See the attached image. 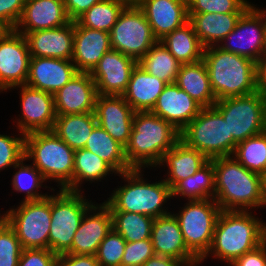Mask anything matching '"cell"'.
Returning <instances> with one entry per match:
<instances>
[{"label": "cell", "instance_id": "obj_48", "mask_svg": "<svg viewBox=\"0 0 266 266\" xmlns=\"http://www.w3.org/2000/svg\"><path fill=\"white\" fill-rule=\"evenodd\" d=\"M230 266H266V238L259 247L240 256Z\"/></svg>", "mask_w": 266, "mask_h": 266}, {"label": "cell", "instance_id": "obj_1", "mask_svg": "<svg viewBox=\"0 0 266 266\" xmlns=\"http://www.w3.org/2000/svg\"><path fill=\"white\" fill-rule=\"evenodd\" d=\"M249 211L221 210L214 229L212 245L200 260L210 257L226 262L228 266L237 258L248 253L266 238V223Z\"/></svg>", "mask_w": 266, "mask_h": 266}, {"label": "cell", "instance_id": "obj_27", "mask_svg": "<svg viewBox=\"0 0 266 266\" xmlns=\"http://www.w3.org/2000/svg\"><path fill=\"white\" fill-rule=\"evenodd\" d=\"M208 161L204 154L179 140L163 155L157 168L165 165L169 168L167 177L165 176L163 180L172 189L182 179L194 175Z\"/></svg>", "mask_w": 266, "mask_h": 266}, {"label": "cell", "instance_id": "obj_2", "mask_svg": "<svg viewBox=\"0 0 266 266\" xmlns=\"http://www.w3.org/2000/svg\"><path fill=\"white\" fill-rule=\"evenodd\" d=\"M179 140L180 132L171 123L151 111L135 112L125 159L132 169L157 167Z\"/></svg>", "mask_w": 266, "mask_h": 266}, {"label": "cell", "instance_id": "obj_28", "mask_svg": "<svg viewBox=\"0 0 266 266\" xmlns=\"http://www.w3.org/2000/svg\"><path fill=\"white\" fill-rule=\"evenodd\" d=\"M166 85L165 81L152 76L136 65L122 96L135 112L152 111Z\"/></svg>", "mask_w": 266, "mask_h": 266}, {"label": "cell", "instance_id": "obj_30", "mask_svg": "<svg viewBox=\"0 0 266 266\" xmlns=\"http://www.w3.org/2000/svg\"><path fill=\"white\" fill-rule=\"evenodd\" d=\"M175 83L203 108L213 107L217 101L203 59L194 63L181 64Z\"/></svg>", "mask_w": 266, "mask_h": 266}, {"label": "cell", "instance_id": "obj_29", "mask_svg": "<svg viewBox=\"0 0 266 266\" xmlns=\"http://www.w3.org/2000/svg\"><path fill=\"white\" fill-rule=\"evenodd\" d=\"M243 13H188L189 22L204 48L220 45Z\"/></svg>", "mask_w": 266, "mask_h": 266}, {"label": "cell", "instance_id": "obj_25", "mask_svg": "<svg viewBox=\"0 0 266 266\" xmlns=\"http://www.w3.org/2000/svg\"><path fill=\"white\" fill-rule=\"evenodd\" d=\"M138 7L158 41L189 21L187 0H142Z\"/></svg>", "mask_w": 266, "mask_h": 266}, {"label": "cell", "instance_id": "obj_22", "mask_svg": "<svg viewBox=\"0 0 266 266\" xmlns=\"http://www.w3.org/2000/svg\"><path fill=\"white\" fill-rule=\"evenodd\" d=\"M202 108L176 83H171L164 87L151 112L171 123L181 132L199 114Z\"/></svg>", "mask_w": 266, "mask_h": 266}, {"label": "cell", "instance_id": "obj_44", "mask_svg": "<svg viewBox=\"0 0 266 266\" xmlns=\"http://www.w3.org/2000/svg\"><path fill=\"white\" fill-rule=\"evenodd\" d=\"M18 135L20 136L0 134V172L14 167L25 157V135Z\"/></svg>", "mask_w": 266, "mask_h": 266}, {"label": "cell", "instance_id": "obj_23", "mask_svg": "<svg viewBox=\"0 0 266 266\" xmlns=\"http://www.w3.org/2000/svg\"><path fill=\"white\" fill-rule=\"evenodd\" d=\"M70 22L63 0H25L14 30L25 36L29 32L54 29Z\"/></svg>", "mask_w": 266, "mask_h": 266}, {"label": "cell", "instance_id": "obj_49", "mask_svg": "<svg viewBox=\"0 0 266 266\" xmlns=\"http://www.w3.org/2000/svg\"><path fill=\"white\" fill-rule=\"evenodd\" d=\"M55 266H99L96 255L64 253L57 256Z\"/></svg>", "mask_w": 266, "mask_h": 266}, {"label": "cell", "instance_id": "obj_4", "mask_svg": "<svg viewBox=\"0 0 266 266\" xmlns=\"http://www.w3.org/2000/svg\"><path fill=\"white\" fill-rule=\"evenodd\" d=\"M203 60L216 100L257 91L256 62L218 46L204 48Z\"/></svg>", "mask_w": 266, "mask_h": 266}, {"label": "cell", "instance_id": "obj_21", "mask_svg": "<svg viewBox=\"0 0 266 266\" xmlns=\"http://www.w3.org/2000/svg\"><path fill=\"white\" fill-rule=\"evenodd\" d=\"M78 73L72 60L31 57L27 86L51 94L56 93Z\"/></svg>", "mask_w": 266, "mask_h": 266}, {"label": "cell", "instance_id": "obj_33", "mask_svg": "<svg viewBox=\"0 0 266 266\" xmlns=\"http://www.w3.org/2000/svg\"><path fill=\"white\" fill-rule=\"evenodd\" d=\"M113 173L114 175L116 174L106 162L92 152L85 148L75 150L73 182L65 190L84 192V190H81V184L84 181H89V183L101 182V180H106L107 176Z\"/></svg>", "mask_w": 266, "mask_h": 266}, {"label": "cell", "instance_id": "obj_54", "mask_svg": "<svg viewBox=\"0 0 266 266\" xmlns=\"http://www.w3.org/2000/svg\"><path fill=\"white\" fill-rule=\"evenodd\" d=\"M127 6H139L142 0H115Z\"/></svg>", "mask_w": 266, "mask_h": 266}, {"label": "cell", "instance_id": "obj_40", "mask_svg": "<svg viewBox=\"0 0 266 266\" xmlns=\"http://www.w3.org/2000/svg\"><path fill=\"white\" fill-rule=\"evenodd\" d=\"M125 7L115 0H101L76 21L83 27L110 32Z\"/></svg>", "mask_w": 266, "mask_h": 266}, {"label": "cell", "instance_id": "obj_26", "mask_svg": "<svg viewBox=\"0 0 266 266\" xmlns=\"http://www.w3.org/2000/svg\"><path fill=\"white\" fill-rule=\"evenodd\" d=\"M25 38L31 57L72 60L74 21L54 29L29 32Z\"/></svg>", "mask_w": 266, "mask_h": 266}, {"label": "cell", "instance_id": "obj_39", "mask_svg": "<svg viewBox=\"0 0 266 266\" xmlns=\"http://www.w3.org/2000/svg\"><path fill=\"white\" fill-rule=\"evenodd\" d=\"M28 161L23 157L13 168L15 171L12 177V189L13 191L20 193L24 192L25 197L21 201H34L46 198L47 193L42 194L38 192L46 181L41 172L31 163L25 164Z\"/></svg>", "mask_w": 266, "mask_h": 266}, {"label": "cell", "instance_id": "obj_7", "mask_svg": "<svg viewBox=\"0 0 266 266\" xmlns=\"http://www.w3.org/2000/svg\"><path fill=\"white\" fill-rule=\"evenodd\" d=\"M180 140L204 154L209 160L232 156L237 143L222 115L214 107L202 108L180 132Z\"/></svg>", "mask_w": 266, "mask_h": 266}, {"label": "cell", "instance_id": "obj_11", "mask_svg": "<svg viewBox=\"0 0 266 266\" xmlns=\"http://www.w3.org/2000/svg\"><path fill=\"white\" fill-rule=\"evenodd\" d=\"M14 207V208H13ZM4 213L23 249H48L51 222V195L34 201H21Z\"/></svg>", "mask_w": 266, "mask_h": 266}, {"label": "cell", "instance_id": "obj_15", "mask_svg": "<svg viewBox=\"0 0 266 266\" xmlns=\"http://www.w3.org/2000/svg\"><path fill=\"white\" fill-rule=\"evenodd\" d=\"M18 88L21 92L22 110V116L15 119L18 132L27 135L33 132L52 131L56 119L53 94L27 85H18L9 90Z\"/></svg>", "mask_w": 266, "mask_h": 266}, {"label": "cell", "instance_id": "obj_8", "mask_svg": "<svg viewBox=\"0 0 266 266\" xmlns=\"http://www.w3.org/2000/svg\"><path fill=\"white\" fill-rule=\"evenodd\" d=\"M51 194V222L48 249L60 255L67 253L85 212L95 203L87 200L84 192L59 189Z\"/></svg>", "mask_w": 266, "mask_h": 266}, {"label": "cell", "instance_id": "obj_14", "mask_svg": "<svg viewBox=\"0 0 266 266\" xmlns=\"http://www.w3.org/2000/svg\"><path fill=\"white\" fill-rule=\"evenodd\" d=\"M30 58L28 43L23 34L7 29L0 36V93L26 84Z\"/></svg>", "mask_w": 266, "mask_h": 266}, {"label": "cell", "instance_id": "obj_51", "mask_svg": "<svg viewBox=\"0 0 266 266\" xmlns=\"http://www.w3.org/2000/svg\"><path fill=\"white\" fill-rule=\"evenodd\" d=\"M257 91L266 97V52L256 63Z\"/></svg>", "mask_w": 266, "mask_h": 266}, {"label": "cell", "instance_id": "obj_13", "mask_svg": "<svg viewBox=\"0 0 266 266\" xmlns=\"http://www.w3.org/2000/svg\"><path fill=\"white\" fill-rule=\"evenodd\" d=\"M255 6L252 3L241 15L236 27L221 41V45L218 47L257 63L266 52V37L263 15Z\"/></svg>", "mask_w": 266, "mask_h": 266}, {"label": "cell", "instance_id": "obj_52", "mask_svg": "<svg viewBox=\"0 0 266 266\" xmlns=\"http://www.w3.org/2000/svg\"><path fill=\"white\" fill-rule=\"evenodd\" d=\"M142 266H187L183 261L154 254Z\"/></svg>", "mask_w": 266, "mask_h": 266}, {"label": "cell", "instance_id": "obj_53", "mask_svg": "<svg viewBox=\"0 0 266 266\" xmlns=\"http://www.w3.org/2000/svg\"><path fill=\"white\" fill-rule=\"evenodd\" d=\"M266 207V174L262 176V208Z\"/></svg>", "mask_w": 266, "mask_h": 266}, {"label": "cell", "instance_id": "obj_10", "mask_svg": "<svg viewBox=\"0 0 266 266\" xmlns=\"http://www.w3.org/2000/svg\"><path fill=\"white\" fill-rule=\"evenodd\" d=\"M220 212L214 199L188 200L178 213L173 212L187 248L199 260L210 250Z\"/></svg>", "mask_w": 266, "mask_h": 266}, {"label": "cell", "instance_id": "obj_32", "mask_svg": "<svg viewBox=\"0 0 266 266\" xmlns=\"http://www.w3.org/2000/svg\"><path fill=\"white\" fill-rule=\"evenodd\" d=\"M159 41L181 64L194 63L203 59L204 47L189 21L166 34Z\"/></svg>", "mask_w": 266, "mask_h": 266}, {"label": "cell", "instance_id": "obj_20", "mask_svg": "<svg viewBox=\"0 0 266 266\" xmlns=\"http://www.w3.org/2000/svg\"><path fill=\"white\" fill-rule=\"evenodd\" d=\"M53 96L56 115L83 114L95 111L98 92L90 73L78 72Z\"/></svg>", "mask_w": 266, "mask_h": 266}, {"label": "cell", "instance_id": "obj_9", "mask_svg": "<svg viewBox=\"0 0 266 266\" xmlns=\"http://www.w3.org/2000/svg\"><path fill=\"white\" fill-rule=\"evenodd\" d=\"M213 107L237 144L266 131V97L260 91L217 100Z\"/></svg>", "mask_w": 266, "mask_h": 266}, {"label": "cell", "instance_id": "obj_50", "mask_svg": "<svg viewBox=\"0 0 266 266\" xmlns=\"http://www.w3.org/2000/svg\"><path fill=\"white\" fill-rule=\"evenodd\" d=\"M101 0H63L65 10L71 21H76L82 14Z\"/></svg>", "mask_w": 266, "mask_h": 266}, {"label": "cell", "instance_id": "obj_46", "mask_svg": "<svg viewBox=\"0 0 266 266\" xmlns=\"http://www.w3.org/2000/svg\"><path fill=\"white\" fill-rule=\"evenodd\" d=\"M57 256L50 249H23L18 266H55Z\"/></svg>", "mask_w": 266, "mask_h": 266}, {"label": "cell", "instance_id": "obj_43", "mask_svg": "<svg viewBox=\"0 0 266 266\" xmlns=\"http://www.w3.org/2000/svg\"><path fill=\"white\" fill-rule=\"evenodd\" d=\"M22 250L15 231L4 221L0 225V266H18Z\"/></svg>", "mask_w": 266, "mask_h": 266}, {"label": "cell", "instance_id": "obj_18", "mask_svg": "<svg viewBox=\"0 0 266 266\" xmlns=\"http://www.w3.org/2000/svg\"><path fill=\"white\" fill-rule=\"evenodd\" d=\"M112 228L109 207L104 202L93 204L85 212L67 253L96 255L100 243Z\"/></svg>", "mask_w": 266, "mask_h": 266}, {"label": "cell", "instance_id": "obj_41", "mask_svg": "<svg viewBox=\"0 0 266 266\" xmlns=\"http://www.w3.org/2000/svg\"><path fill=\"white\" fill-rule=\"evenodd\" d=\"M125 247V239L112 228L98 247L99 266H121Z\"/></svg>", "mask_w": 266, "mask_h": 266}, {"label": "cell", "instance_id": "obj_37", "mask_svg": "<svg viewBox=\"0 0 266 266\" xmlns=\"http://www.w3.org/2000/svg\"><path fill=\"white\" fill-rule=\"evenodd\" d=\"M112 227L126 242L150 239L154 218L133 212L110 211Z\"/></svg>", "mask_w": 266, "mask_h": 266}, {"label": "cell", "instance_id": "obj_36", "mask_svg": "<svg viewBox=\"0 0 266 266\" xmlns=\"http://www.w3.org/2000/svg\"><path fill=\"white\" fill-rule=\"evenodd\" d=\"M137 65L152 76L171 84L176 81L181 63L158 41L137 61Z\"/></svg>", "mask_w": 266, "mask_h": 266}, {"label": "cell", "instance_id": "obj_47", "mask_svg": "<svg viewBox=\"0 0 266 266\" xmlns=\"http://www.w3.org/2000/svg\"><path fill=\"white\" fill-rule=\"evenodd\" d=\"M25 0H0V22L7 29H14L20 20Z\"/></svg>", "mask_w": 266, "mask_h": 266}, {"label": "cell", "instance_id": "obj_17", "mask_svg": "<svg viewBox=\"0 0 266 266\" xmlns=\"http://www.w3.org/2000/svg\"><path fill=\"white\" fill-rule=\"evenodd\" d=\"M94 113L97 124L125 147L131 135L135 111L124 97L98 94Z\"/></svg>", "mask_w": 266, "mask_h": 266}, {"label": "cell", "instance_id": "obj_24", "mask_svg": "<svg viewBox=\"0 0 266 266\" xmlns=\"http://www.w3.org/2000/svg\"><path fill=\"white\" fill-rule=\"evenodd\" d=\"M111 49L109 32L83 27L74 21L72 62L78 72L90 73Z\"/></svg>", "mask_w": 266, "mask_h": 266}, {"label": "cell", "instance_id": "obj_34", "mask_svg": "<svg viewBox=\"0 0 266 266\" xmlns=\"http://www.w3.org/2000/svg\"><path fill=\"white\" fill-rule=\"evenodd\" d=\"M84 148L106 162L116 175L132 170L125 159L124 147L98 124L94 127Z\"/></svg>", "mask_w": 266, "mask_h": 266}, {"label": "cell", "instance_id": "obj_42", "mask_svg": "<svg viewBox=\"0 0 266 266\" xmlns=\"http://www.w3.org/2000/svg\"><path fill=\"white\" fill-rule=\"evenodd\" d=\"M251 5L247 0H187L188 13H244Z\"/></svg>", "mask_w": 266, "mask_h": 266}, {"label": "cell", "instance_id": "obj_55", "mask_svg": "<svg viewBox=\"0 0 266 266\" xmlns=\"http://www.w3.org/2000/svg\"><path fill=\"white\" fill-rule=\"evenodd\" d=\"M262 15H263V20H264V26H265V37H266V9H258Z\"/></svg>", "mask_w": 266, "mask_h": 266}, {"label": "cell", "instance_id": "obj_57", "mask_svg": "<svg viewBox=\"0 0 266 266\" xmlns=\"http://www.w3.org/2000/svg\"><path fill=\"white\" fill-rule=\"evenodd\" d=\"M5 221L4 213L1 215L0 213V225Z\"/></svg>", "mask_w": 266, "mask_h": 266}, {"label": "cell", "instance_id": "obj_31", "mask_svg": "<svg viewBox=\"0 0 266 266\" xmlns=\"http://www.w3.org/2000/svg\"><path fill=\"white\" fill-rule=\"evenodd\" d=\"M97 120L94 112L83 114L56 115L52 132L71 149H83Z\"/></svg>", "mask_w": 266, "mask_h": 266}, {"label": "cell", "instance_id": "obj_38", "mask_svg": "<svg viewBox=\"0 0 266 266\" xmlns=\"http://www.w3.org/2000/svg\"><path fill=\"white\" fill-rule=\"evenodd\" d=\"M232 156L246 169L266 174V131L237 144Z\"/></svg>", "mask_w": 266, "mask_h": 266}, {"label": "cell", "instance_id": "obj_6", "mask_svg": "<svg viewBox=\"0 0 266 266\" xmlns=\"http://www.w3.org/2000/svg\"><path fill=\"white\" fill-rule=\"evenodd\" d=\"M75 151L52 131L25 135V158L41 172L45 180H54L59 189L73 182Z\"/></svg>", "mask_w": 266, "mask_h": 266}, {"label": "cell", "instance_id": "obj_5", "mask_svg": "<svg viewBox=\"0 0 266 266\" xmlns=\"http://www.w3.org/2000/svg\"><path fill=\"white\" fill-rule=\"evenodd\" d=\"M142 171L132 169L117 175L127 181V184L115 188L110 197L104 201L110 211L133 212L154 219L171 213L163 207L172 199L171 188L161 179L158 182L148 183L146 178H143L145 175Z\"/></svg>", "mask_w": 266, "mask_h": 266}, {"label": "cell", "instance_id": "obj_35", "mask_svg": "<svg viewBox=\"0 0 266 266\" xmlns=\"http://www.w3.org/2000/svg\"><path fill=\"white\" fill-rule=\"evenodd\" d=\"M171 191L172 199L177 196L187 200L214 199L215 171L213 162L209 160L194 175L179 181Z\"/></svg>", "mask_w": 266, "mask_h": 266}, {"label": "cell", "instance_id": "obj_12", "mask_svg": "<svg viewBox=\"0 0 266 266\" xmlns=\"http://www.w3.org/2000/svg\"><path fill=\"white\" fill-rule=\"evenodd\" d=\"M109 33L111 48L136 61L158 42L138 6L125 7Z\"/></svg>", "mask_w": 266, "mask_h": 266}, {"label": "cell", "instance_id": "obj_45", "mask_svg": "<svg viewBox=\"0 0 266 266\" xmlns=\"http://www.w3.org/2000/svg\"><path fill=\"white\" fill-rule=\"evenodd\" d=\"M153 255L151 239L126 242L121 266H142Z\"/></svg>", "mask_w": 266, "mask_h": 266}, {"label": "cell", "instance_id": "obj_16", "mask_svg": "<svg viewBox=\"0 0 266 266\" xmlns=\"http://www.w3.org/2000/svg\"><path fill=\"white\" fill-rule=\"evenodd\" d=\"M136 65V60L119 51L111 49L105 53L90 72L98 94L122 96Z\"/></svg>", "mask_w": 266, "mask_h": 266}, {"label": "cell", "instance_id": "obj_3", "mask_svg": "<svg viewBox=\"0 0 266 266\" xmlns=\"http://www.w3.org/2000/svg\"><path fill=\"white\" fill-rule=\"evenodd\" d=\"M215 171L214 200L221 210L262 208V176L246 169L233 156L210 159Z\"/></svg>", "mask_w": 266, "mask_h": 266}, {"label": "cell", "instance_id": "obj_19", "mask_svg": "<svg viewBox=\"0 0 266 266\" xmlns=\"http://www.w3.org/2000/svg\"><path fill=\"white\" fill-rule=\"evenodd\" d=\"M150 239L154 254L183 261L187 266L200 264L187 248L179 222L172 212L154 219Z\"/></svg>", "mask_w": 266, "mask_h": 266}, {"label": "cell", "instance_id": "obj_56", "mask_svg": "<svg viewBox=\"0 0 266 266\" xmlns=\"http://www.w3.org/2000/svg\"><path fill=\"white\" fill-rule=\"evenodd\" d=\"M7 30V28L0 22V36Z\"/></svg>", "mask_w": 266, "mask_h": 266}]
</instances>
